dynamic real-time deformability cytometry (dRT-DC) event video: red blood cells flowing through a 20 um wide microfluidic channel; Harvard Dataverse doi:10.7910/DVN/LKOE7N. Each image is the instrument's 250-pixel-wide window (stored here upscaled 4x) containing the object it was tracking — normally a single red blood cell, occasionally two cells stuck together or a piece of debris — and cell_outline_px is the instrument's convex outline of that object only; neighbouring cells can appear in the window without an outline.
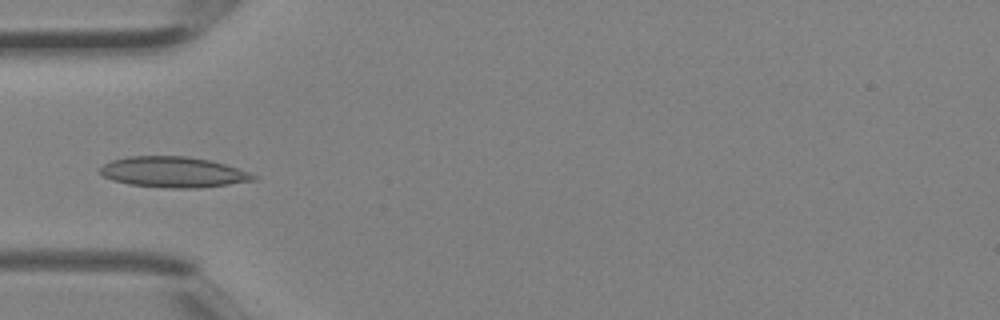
{"species": "Egyptian fruit bat (a non-hibernating species)", "species_latin": "Rousettus aegyptiacus", "temperature_condition": "room temperature", "stored_images_in_passage": 3, "camera_frame_rate_fps": 3000, "um_per_image_px": 0.085, "animal": {"sex": "female"}, "frame": {"image": 1, "passage_image": 3, "time_ms": 0.667, "image_size_px": [1000, 320], "cell_outline_px": [[256, 180], [200, 188], [168, 188], [128, 184], [112, 180], [104, 176], [100, 172], [100, 168], [104, 164], [112, 160], [128, 156], [188, 156], [208, 160], [224, 164], [248, 172], [256, 176]], "centroid_in_image_um": [14.7, 14.63], "position_along_channel_um": 70.3, "area_um2": 27.22}}